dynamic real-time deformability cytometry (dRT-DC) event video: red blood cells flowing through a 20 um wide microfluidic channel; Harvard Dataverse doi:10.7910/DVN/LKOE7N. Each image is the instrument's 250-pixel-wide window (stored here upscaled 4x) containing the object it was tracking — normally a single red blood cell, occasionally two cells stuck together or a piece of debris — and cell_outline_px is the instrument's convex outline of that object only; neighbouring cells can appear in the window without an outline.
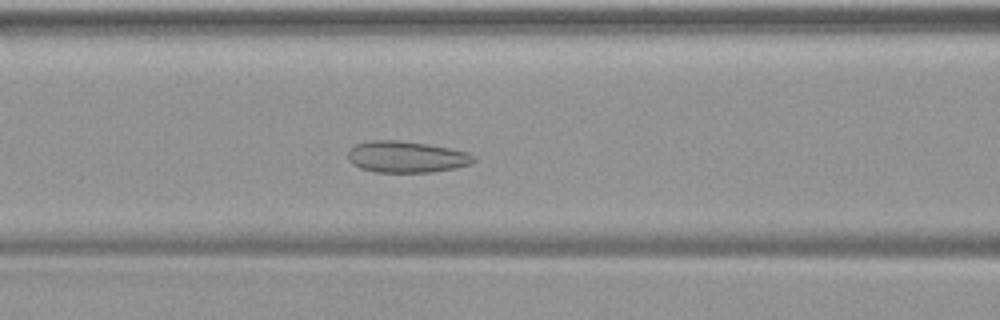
{"species": "common noctule bat (a hibernating species)", "species_latin": "Nyctalus noctula", "temperature_condition": "warm", "stored_images_in_passage": 35, "camera_frame_rate_fps": 3000, "um_per_image_px": 0.085, "animal": {"sex": "female", "body_mass_g": 19.9}, "frame": {"image": 1, "passage_image": 6, "time_ms": 1.667, "image_size_px": [1000, 320], "cell_outline_px": [[476, 160], [472, 164], [456, 168], [432, 172], [376, 172], [360, 168], [352, 164], [348, 160], [348, 152], [356, 144], [368, 140], [400, 140], [428, 144], [468, 152], [476, 156]], "centroid_in_image_um": [34.57, 13.33], "position_along_channel_um": 132.0, "area_um2": 23.24}}
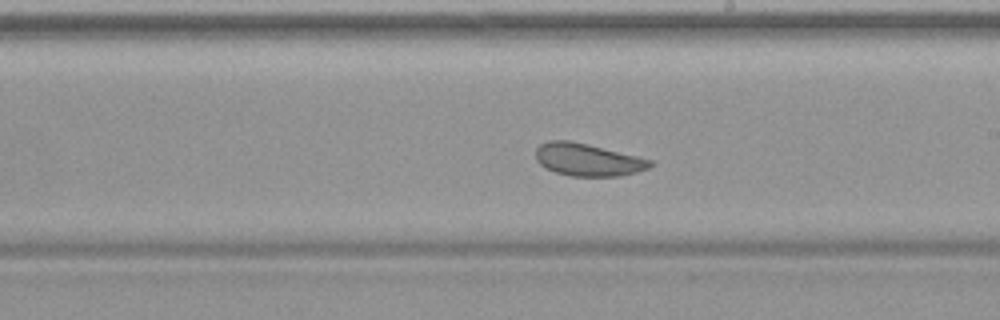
{"frame": {"image": 2, "passage_image": 14, "time_ms": 4.333, "image_size_px": [1000, 320], "cell_outline_px": [[656, 164], [648, 168], [636, 172], [620, 176], [572, 176], [556, 172], [544, 168], [536, 160], [536, 148], [540, 144], [548, 140], [568, 140], [588, 144], [652, 160]], "centroid_in_image_um": [49.94, 13.57], "position_along_channel_um": 239.1, "area_um2": 21.68}}
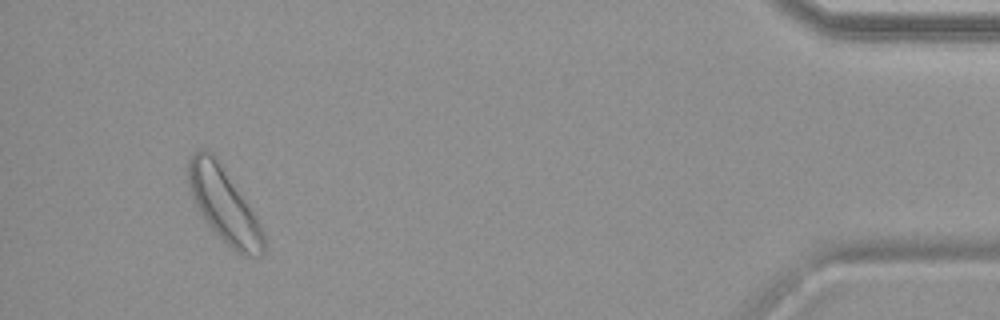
{"frame": {"image": 3, "passage_image": 32, "time_ms": 10.333, "image_size_px": [1000, 320], "cell_outline_px": [[264, 252], [260, 256], [244, 256], [232, 248], [204, 220], [192, 200], [188, 184], [188, 160], [200, 148], [212, 152], [256, 216], [260, 224], [264, 236]], "centroid_in_image_um": [19.01, 17.42], "position_along_channel_um": 416.2, "area_um2": 32.02}}